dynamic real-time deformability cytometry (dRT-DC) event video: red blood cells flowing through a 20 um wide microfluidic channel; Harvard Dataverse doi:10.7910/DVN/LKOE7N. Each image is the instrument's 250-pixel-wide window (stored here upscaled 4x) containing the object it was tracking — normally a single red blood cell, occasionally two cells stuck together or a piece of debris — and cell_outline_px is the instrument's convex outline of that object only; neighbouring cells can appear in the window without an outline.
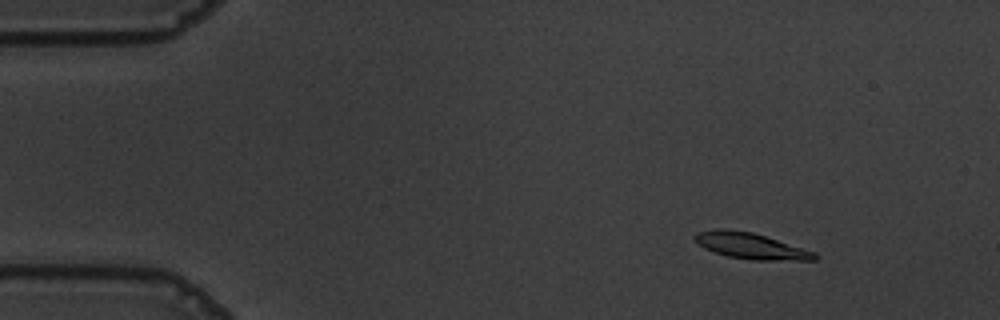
{"species": "common noctule bat (a hibernating species)", "species_latin": "Nyctalus noctula", "temperature_condition": "warm", "stored_images_in_passage": 55, "camera_frame_rate_fps": 3000, "um_per_image_px": 0.085, "animal": {"sex": "male", "body_mass_g": 19.5, "forearm_length_mm": 54.6}, "frame": {"image": 1, "passage_image": 6, "time_ms": 1.667, "image_size_px": [1000, 320], "cell_outline_px": [[820, 256], [816, 260], [752, 260], [728, 256], [704, 248], [692, 236], [696, 232], [716, 228], [724, 228], [752, 232], [816, 252]], "centroid_in_image_um": [63.83, 20.89], "position_along_channel_um": 21.2, "area_um2": 18.15}}
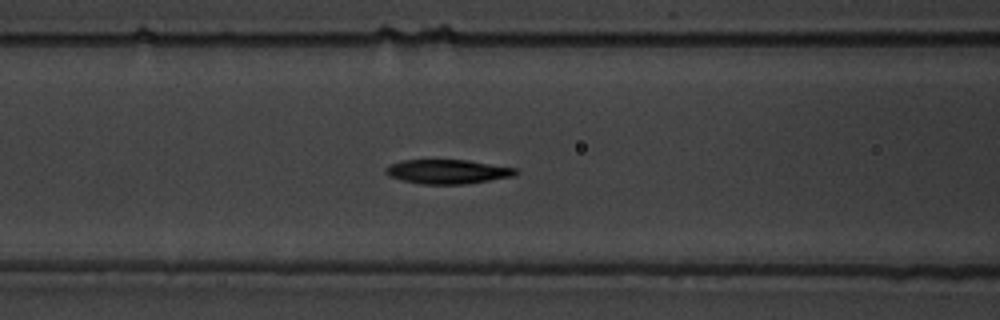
{"frame": {"image": 2, "passage_image": 22, "time_ms": 7.0, "image_size_px": [1000, 320], "cell_outline_px": [[520, 172], [516, 176], [464, 184], [420, 184], [400, 180], [388, 176], [384, 172], [384, 168], [392, 164], [404, 160], [468, 160], [520, 168]], "centroid_in_image_um": [38.1, 14.59], "position_along_channel_um": 128.5, "area_um2": 18.67}}
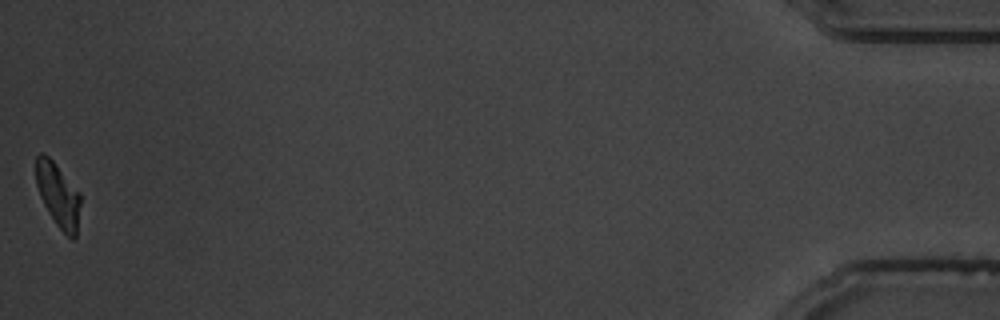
{"frame": {"image": 3, "passage_image": 55, "time_ms": 18.0, "image_size_px": [1000, 320], "cell_outline_px": [[80, 204], [76, 236], [72, 240], [56, 224], [48, 212], [40, 196], [36, 184], [36, 156], [40, 152], [44, 152], [52, 160], [80, 192]], "centroid_in_image_um": [4.93, 16.56], "position_along_channel_um": 430.3, "area_um2": 16.47}, "authors_computed_cell_mechanics": {"area_um2": 18.1492, "velocity_mm_per_s": 3.6091, "shape_relaxation_time_tau1_ms": 2.6572, "shape_relaxation_time_tau2_ms": 2.5297, "deformation_change_tau1": 0.1161, "deformation_change_tau2": 0.0603}}